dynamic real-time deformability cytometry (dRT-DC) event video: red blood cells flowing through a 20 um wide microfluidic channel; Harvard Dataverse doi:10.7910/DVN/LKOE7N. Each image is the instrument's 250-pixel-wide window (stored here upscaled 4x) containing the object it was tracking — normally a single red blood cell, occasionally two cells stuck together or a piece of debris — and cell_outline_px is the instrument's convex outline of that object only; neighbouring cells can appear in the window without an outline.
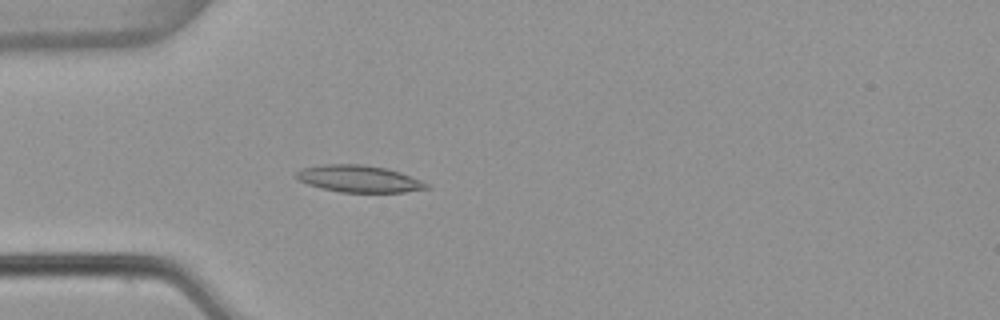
{"species": "common noctule bat (a hibernating species)", "species_latin": "Nyctalus noctula", "temperature_condition": "warm", "stored_images_in_passage": 4, "camera_frame_rate_fps": 3000, "um_per_image_px": 0.085, "animal": {"sex": "female", "body_mass_g": 22.7, "forearm_length_mm": 54.2}, "frame": {"image": 1, "passage_image": 4, "time_ms": 1.0, "image_size_px": [1000, 320], "cell_outline_px": [[432, 188], [404, 192], [340, 192], [320, 188], [308, 184], [292, 176], [300, 168], [324, 164], [364, 164], [384, 168], [400, 172], [420, 180], [428, 184]], "centroid_in_image_um": [30.48, 15.19], "position_along_channel_um": 54.5, "area_um2": 20.52}}